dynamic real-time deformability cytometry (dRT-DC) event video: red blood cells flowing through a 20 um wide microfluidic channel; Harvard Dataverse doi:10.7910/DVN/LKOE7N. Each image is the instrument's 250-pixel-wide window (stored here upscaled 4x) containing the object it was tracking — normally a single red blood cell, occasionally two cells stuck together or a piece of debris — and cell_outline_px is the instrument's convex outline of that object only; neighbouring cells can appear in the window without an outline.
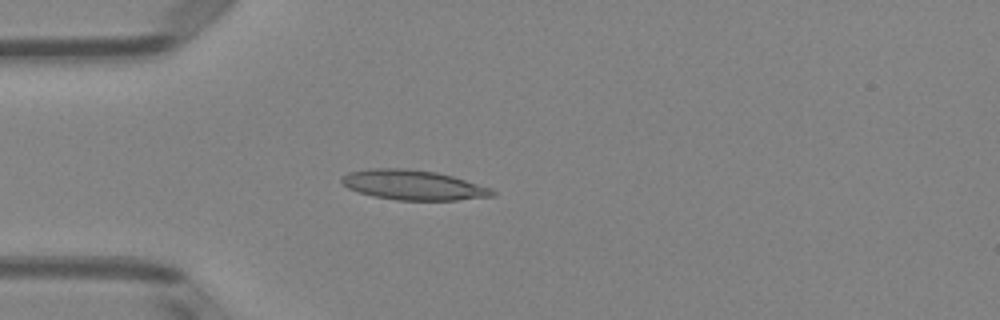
{"species": "Egyptian fruit bat (a non-hibernating species)", "species_latin": "Rousettus aegyptiacus", "temperature_condition": "room temperature", "stored_images_in_passage": 50, "camera_frame_rate_fps": 3000, "um_per_image_px": 0.085, "animal": {"sex": "female"}, "frame": {"image": 1, "passage_image": 13, "time_ms": 4.0, "image_size_px": [1000, 320], "cell_outline_px": [[496, 196], [456, 200], [396, 200], [372, 196], [348, 188], [340, 180], [348, 172], [372, 168], [408, 168], [436, 172], [452, 176], [492, 188], [496, 192]], "centroid_in_image_um": [35.15, 15.72], "position_along_channel_um": 49.8, "area_um2": 26.24}}
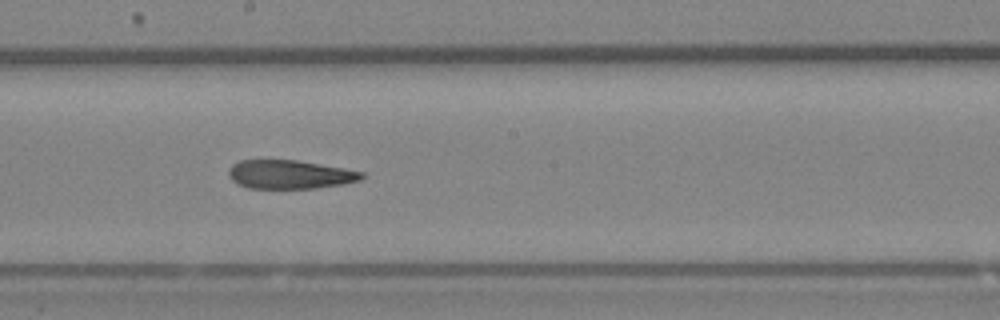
{"frame": {"image": 2, "passage_image": 27, "time_ms": 8.667, "image_size_px": [1000, 320], "cell_outline_px": [[364, 176], [360, 180], [344, 184], [316, 188], [248, 188], [236, 184], [228, 176], [228, 168], [232, 164], [240, 160], [296, 160], [344, 168], [364, 172]], "centroid_in_image_um": [24.61, 14.83], "position_along_channel_um": 223.6, "area_um2": 22.37}}
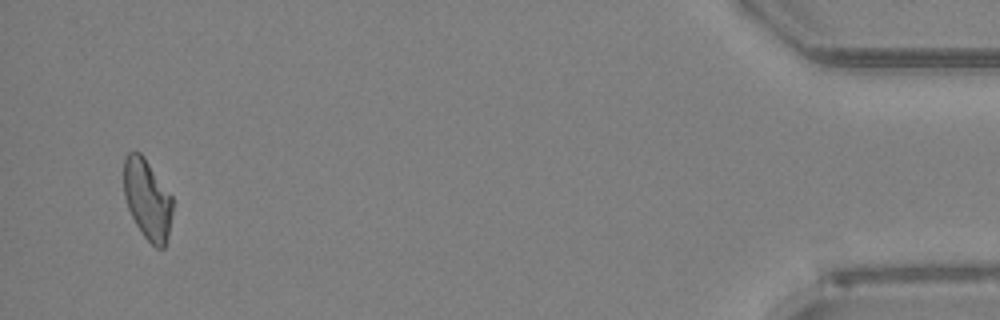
{"frame": {"image": 3, "passage_image": 48, "time_ms": 15.667, "image_size_px": [1000, 320], "cell_outline_px": [[172, 212], [168, 236], [164, 248], [156, 248], [144, 236], [136, 224], [128, 208], [124, 196], [124, 156], [128, 152], [140, 152], [144, 156], [172, 196]], "centroid_in_image_um": [12.52, 16.93], "position_along_channel_um": 422.7, "area_um2": 22.72}, "authors_computed_cell_mechanics": {"area_um2": 23.9581, "velocity_mm_per_s": 3.9861, "shape_relaxation_time_tau1_ms": null, "shape_relaxation_time_tau2_ms": 6.6521, "deformation_change_tau1": null, "deformation_change_tau2": 0.1643}}